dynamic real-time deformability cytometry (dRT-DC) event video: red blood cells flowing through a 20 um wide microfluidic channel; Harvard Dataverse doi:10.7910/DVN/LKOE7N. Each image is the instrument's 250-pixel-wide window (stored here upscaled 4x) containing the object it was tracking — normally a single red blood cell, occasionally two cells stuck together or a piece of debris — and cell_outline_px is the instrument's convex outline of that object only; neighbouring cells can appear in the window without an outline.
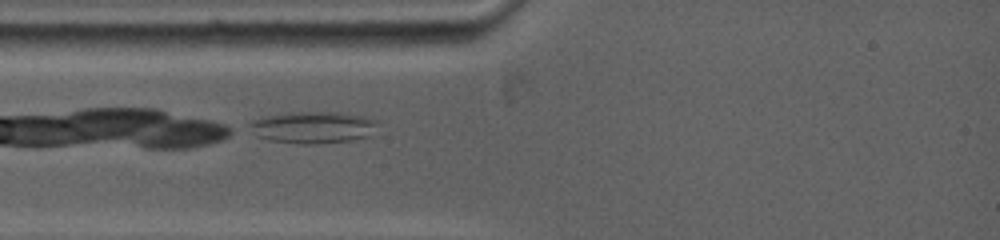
{"species": "common noctule bat (a hibernating species)", "species_latin": "Nyctalus noctula", "temperature_condition": "warm", "stored_images_in_passage": 11, "camera_frame_rate_fps": 5000, "um_per_image_px": 0.085, "animal": {"sex": "female", "body_mass_g": 19.0, "forearm_length_mm": 53.3}, "frame": {"image": 1, "passage_image": 1, "time_ms": 0.0, "image_size_px": [1000, 240], "cell_outline_px": [[376, 124], [368, 136], [348, 140], [316, 144], [300, 144], [268, 140], [256, 136], [248, 124], [252, 120], [264, 116], [288, 112], [340, 112], [364, 116], [376, 120]], "centroid_in_image_um": [26.53, 10.81], "position_along_channel_um": 58.5, "area_um2": 23.64}}
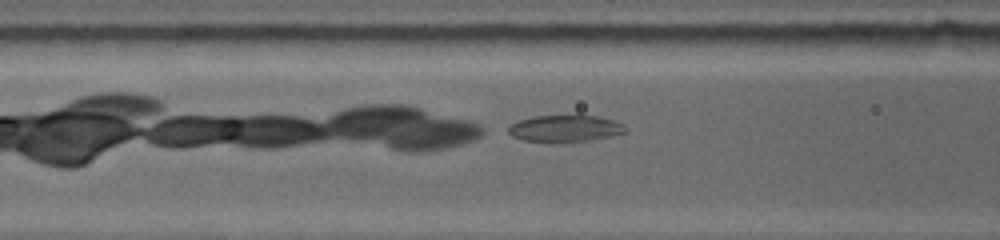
{"frame": {"image": 2, "passage_image": 5, "time_ms": 1.6, "image_size_px": [1000, 240], "cell_outline_px": [[628, 128], [624, 132], [592, 140], [524, 140], [512, 136], [508, 132], [508, 128], [512, 124], [520, 120], [532, 116], [576, 112], [596, 116], [612, 120], [624, 124]], "centroid_in_image_um": [48.05, 10.83], "position_along_channel_um": 118.5, "area_um2": 18.32}}
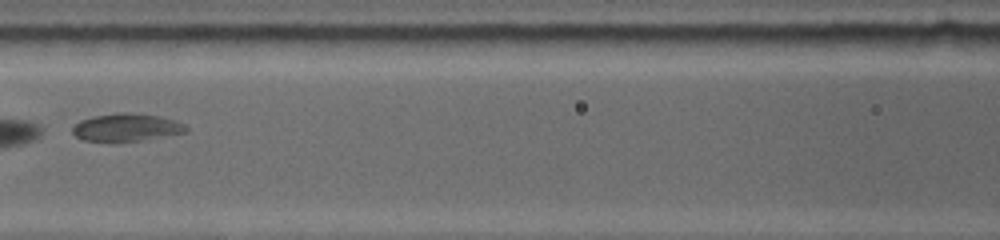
{"frame": {"image": 3, "passage_image": 7, "time_ms": 2.6, "image_size_px": [1000, 240], "cell_outline_px": [[188, 132], [144, 140], [116, 144], [112, 144], [84, 140], [76, 136], [72, 132], [72, 128], [80, 120], [92, 116], [116, 112], [128, 112], [160, 116], [176, 120], [184, 124], [188, 128]], "centroid_in_image_um": [10.74, 10.86], "position_along_channel_um": 155.9, "area_um2": 19.13}}